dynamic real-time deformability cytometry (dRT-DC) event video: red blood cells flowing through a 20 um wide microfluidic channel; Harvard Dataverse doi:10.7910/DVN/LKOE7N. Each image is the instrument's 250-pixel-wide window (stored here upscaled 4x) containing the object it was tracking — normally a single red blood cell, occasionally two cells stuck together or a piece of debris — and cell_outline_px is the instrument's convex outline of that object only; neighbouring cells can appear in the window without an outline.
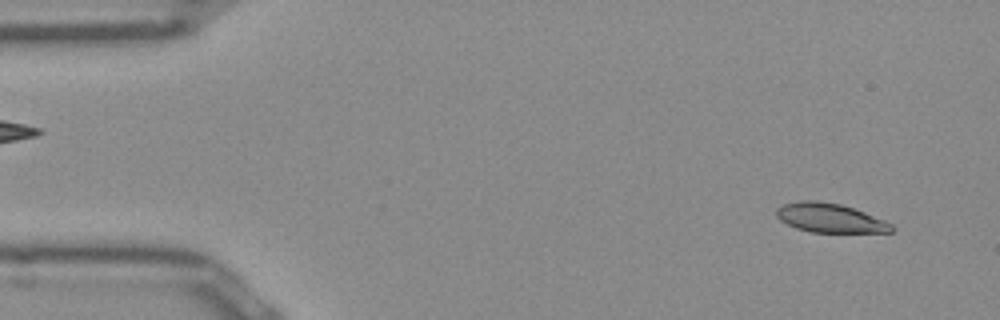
{"species": "Egyptian fruit bat (a non-hibernating species)", "species_latin": "Rousettus aegyptiacus", "temperature_condition": "room temperature", "stored_images_in_passage": 50, "camera_frame_rate_fps": 3000, "um_per_image_px": 0.085, "frame": {"image": 1, "passage_image": 2, "time_ms": 0.333, "image_size_px": [1000, 320], "cell_outline_px": [[896, 228], [892, 232], [812, 232], [796, 228], [780, 220], [776, 216], [776, 208], [784, 204], [800, 200], [816, 200], [840, 204], [864, 212], [884, 220], [892, 224]], "centroid_in_image_um": [70.54, 18.52], "position_along_channel_um": 14.5, "area_um2": 19.48}}
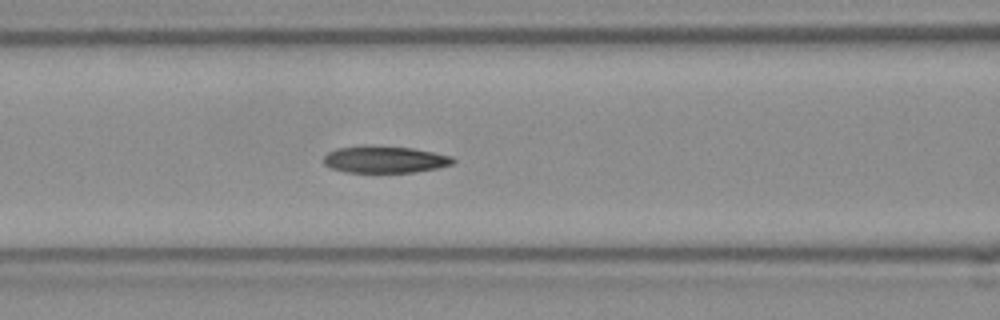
{"frame": {"image": 2, "passage_image": 19, "time_ms": 6.0, "image_size_px": [1000, 320], "cell_outline_px": [[456, 160], [452, 164], [436, 168], [412, 172], [344, 172], [332, 168], [324, 164], [324, 156], [328, 152], [336, 148], [360, 144], [368, 144], [412, 148], [452, 156]], "centroid_in_image_um": [32.66, 13.53], "position_along_channel_um": 133.9, "area_um2": 20.52}}
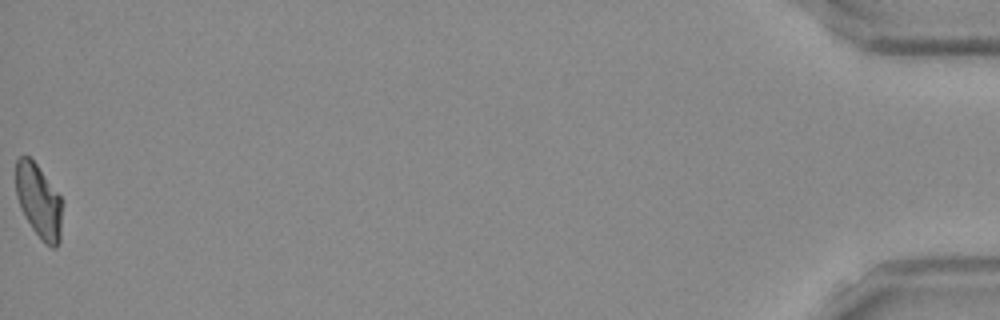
{"frame": {"image": 3, "passage_image": 50, "time_ms": 16.333, "image_size_px": [1000, 320], "cell_outline_px": [[60, 240], [56, 248], [52, 248], [44, 244], [32, 228], [24, 216], [20, 208], [16, 196], [16, 160], [20, 156], [28, 156], [36, 164], [60, 196]], "centroid_in_image_um": [3.26, 17.11], "position_along_channel_um": 431.9, "area_um2": 19.65}, "authors_computed_cell_mechanics": {"area_um2": 20.6057, "velocity_mm_per_s": 3.9111, "shape_relaxation_time_tau1_ms": null, "shape_relaxation_time_tau2_ms": 3.8625, "deformation_change_tau1": null, "deformation_change_tau2": 0.0992}}